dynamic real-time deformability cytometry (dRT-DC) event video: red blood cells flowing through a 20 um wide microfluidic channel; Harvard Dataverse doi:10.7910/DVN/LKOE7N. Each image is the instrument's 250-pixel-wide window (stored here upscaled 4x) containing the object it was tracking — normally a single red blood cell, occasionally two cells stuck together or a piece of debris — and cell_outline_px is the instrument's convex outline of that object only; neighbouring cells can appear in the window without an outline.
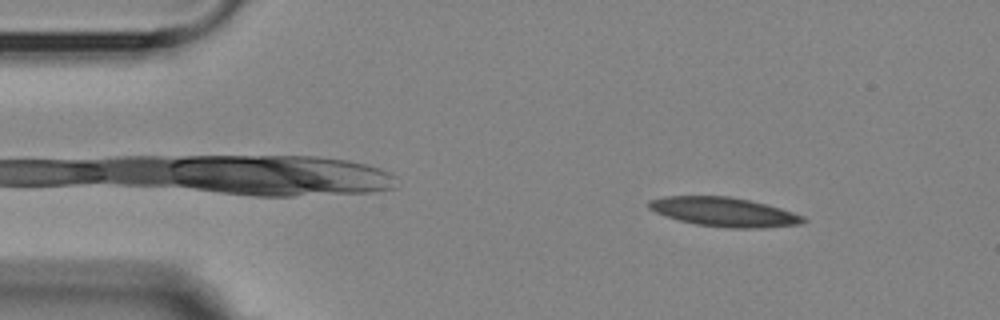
{"species": "Egyptian fruit bat (a non-hibernating species)", "species_latin": "Rousettus aegyptiacus", "temperature_condition": "room temperature", "stored_images_in_passage": 4, "camera_frame_rate_fps": 3000, "um_per_image_px": 0.085, "animal": {"sex": "female"}, "frame": {"image": 1, "passage_image": 1, "time_ms": 0.0, "image_size_px": [1000, 320], "cell_outline_px": [[808, 220], [800, 224], [764, 228], [728, 228], [696, 224], [680, 220], [656, 212], [648, 208], [648, 200], [668, 196], [728, 196], [748, 200], [780, 208], [804, 216]], "centroid_in_image_um": [61.56, 18.02], "position_along_channel_um": 23.4, "area_um2": 26.01}}
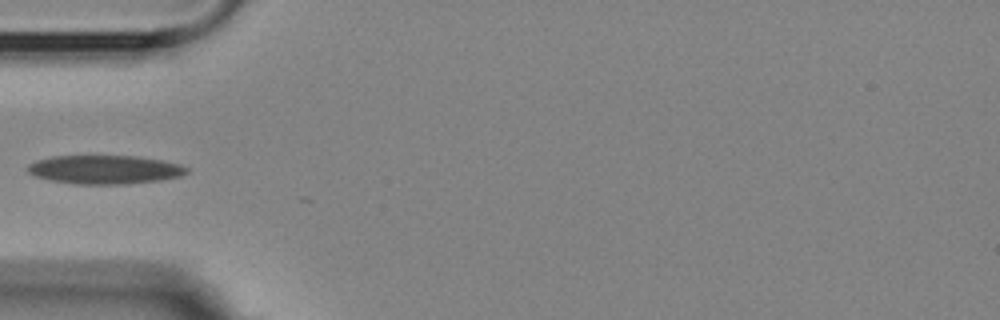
{"frame": {"image": 2, "passage_image": 4, "time_ms": 3.333, "image_size_px": [1000, 320], "cell_outline_px": [[188, 172], [180, 176], [160, 180], [128, 184], [72, 184], [48, 180], [32, 176], [24, 168], [28, 164], [36, 160], [52, 156], [136, 156], [160, 160], [180, 164], [188, 168]], "centroid_in_image_um": [8.83, 14.42], "position_along_channel_um": 76.2, "area_um2": 26.88}}